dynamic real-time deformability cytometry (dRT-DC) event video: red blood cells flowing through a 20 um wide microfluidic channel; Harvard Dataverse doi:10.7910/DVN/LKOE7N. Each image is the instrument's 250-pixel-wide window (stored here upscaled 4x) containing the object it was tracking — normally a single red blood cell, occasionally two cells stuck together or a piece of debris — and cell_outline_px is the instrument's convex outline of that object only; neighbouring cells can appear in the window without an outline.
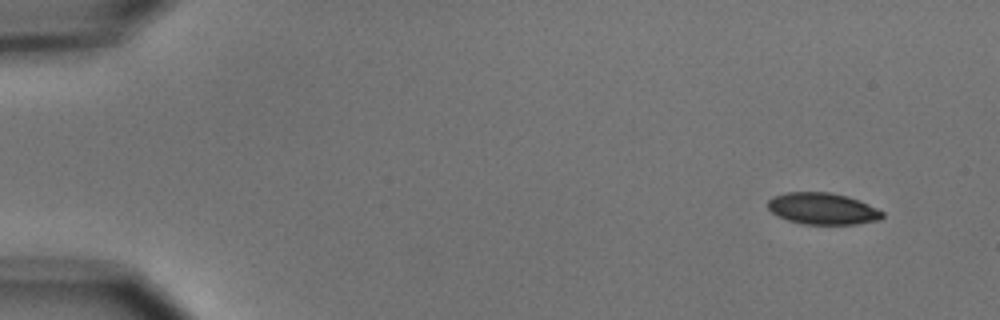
{"species": "common noctule bat (a hibernating species)", "species_latin": "Nyctalus noctula", "temperature_condition": "cold", "stored_images_in_passage": 10, "camera_frame_rate_fps": 3000, "um_per_image_px": 0.085, "animal": {"sex": "male", "body_mass_g": 15.6}, "frame": {"image": 1, "passage_image": 1, "time_ms": 0.0, "image_size_px": [1000, 320], "cell_outline_px": [[884, 216], [880, 220], [856, 224], [804, 224], [788, 220], [776, 216], [768, 208], [768, 200], [772, 196], [784, 192], [828, 192], [848, 196], [860, 200], [884, 212]], "centroid_in_image_um": [69.91, 17.73], "position_along_channel_um": 15.1, "area_um2": 21.27}}
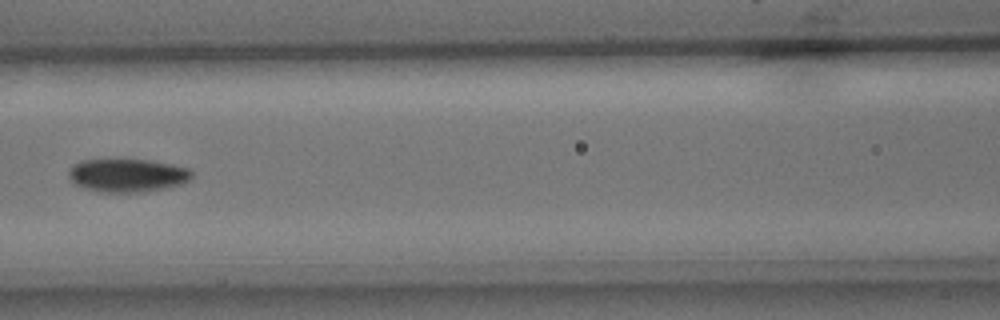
{"frame": {"image": 2, "passage_image": 6, "time_ms": 7.0, "image_size_px": [1000, 320], "cell_outline_px": [[192, 176], [188, 180], [180, 184], [168, 188], [144, 192], [104, 192], [84, 188], [76, 184], [68, 176], [68, 172], [72, 164], [80, 160], [152, 160], [172, 164], [188, 168], [192, 172]], "centroid_in_image_um": [10.83, 14.9], "position_along_channel_um": 155.8, "area_um2": 23.87}}
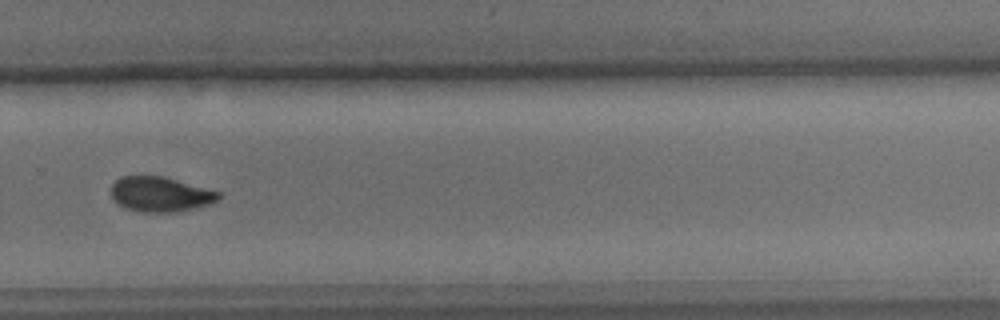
{"frame": {"image": 3, "passage_image": 10, "time_ms": 11.333, "image_size_px": [1000, 320], "cell_outline_px": [[220, 196], [216, 200], [208, 204], [192, 208], [172, 212], [144, 212], [124, 208], [112, 196], [112, 184], [120, 176], [164, 176], [220, 192]], "centroid_in_image_um": [13.61, 16.5], "position_along_channel_um": 316.2, "area_um2": 21.5}}